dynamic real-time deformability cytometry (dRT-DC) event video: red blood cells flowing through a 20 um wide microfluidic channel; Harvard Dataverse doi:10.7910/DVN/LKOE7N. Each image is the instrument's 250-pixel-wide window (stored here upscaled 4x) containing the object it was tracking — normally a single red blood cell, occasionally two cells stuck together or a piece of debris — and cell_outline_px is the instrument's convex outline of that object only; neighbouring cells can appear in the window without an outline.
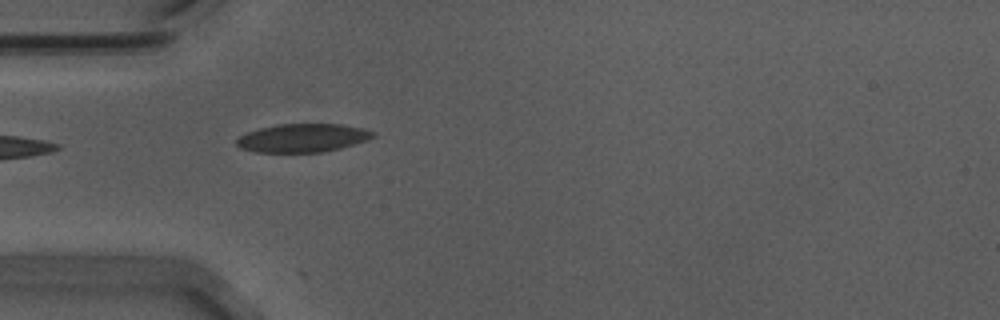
{"species": "Egyptian fruit bat (a non-hibernating species)", "species_latin": "Rousettus aegyptiacus", "temperature_condition": "warm", "stored_images_in_passage": 14, "camera_frame_rate_fps": 3000, "um_per_image_px": 0.085, "animal": {"sex": "male"}, "frame": {"image": 1, "passage_image": 1, "time_ms": 0.0, "image_size_px": [1000, 320], "cell_outline_px": [[376, 136], [368, 140], [340, 148], [320, 152], [256, 152], [240, 148], [236, 144], [236, 140], [240, 136], [248, 132], [260, 128], [276, 124], [340, 124], [360, 128], [376, 132]], "centroid_in_image_um": [25.73, 11.72], "position_along_channel_um": 59.3, "area_um2": 22.48}}
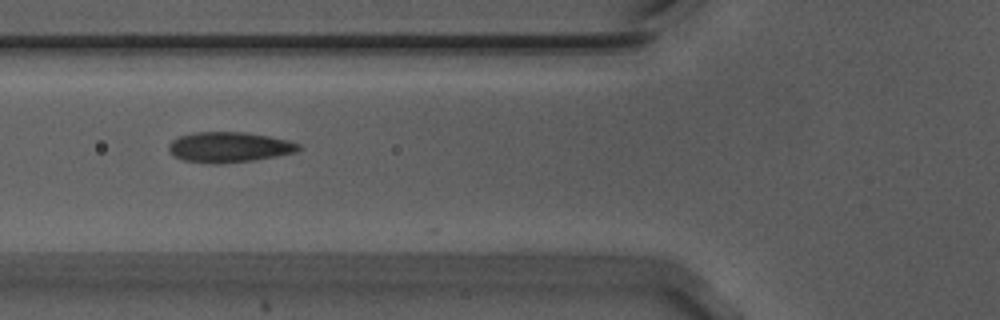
{"frame": {"image": 2, "passage_image": 5, "time_ms": 1.333, "image_size_px": [1000, 320], "cell_outline_px": [[300, 148], [296, 152], [252, 160], [220, 164], [212, 164], [184, 160], [172, 156], [168, 152], [168, 144], [172, 140], [180, 136], [192, 132], [244, 132], [268, 136], [288, 140], [300, 144]], "centroid_in_image_um": [19.41, 12.51], "position_along_channel_um": 106.4, "area_um2": 23.0}}